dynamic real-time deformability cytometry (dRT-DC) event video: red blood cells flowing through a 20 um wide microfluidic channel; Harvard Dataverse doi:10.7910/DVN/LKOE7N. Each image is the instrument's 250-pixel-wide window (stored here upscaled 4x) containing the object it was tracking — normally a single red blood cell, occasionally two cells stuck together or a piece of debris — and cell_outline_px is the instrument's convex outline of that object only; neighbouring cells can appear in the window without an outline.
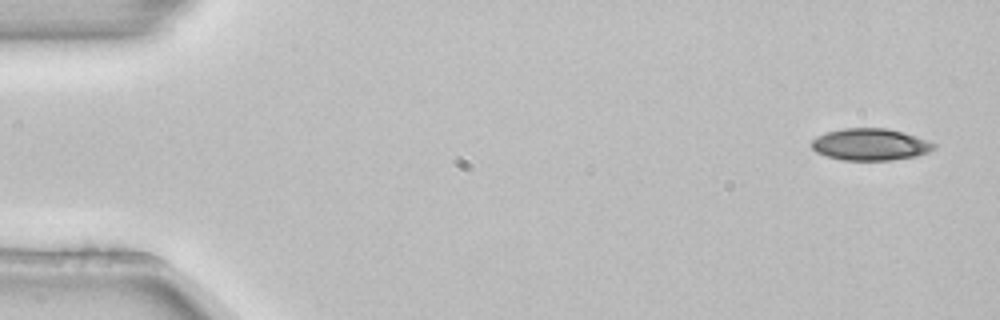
{"species": "common noctule bat (a hibernating species)", "species_latin": "Nyctalus noctula", "temperature_condition": "room temperature", "stored_images_in_passage": 4, "camera_frame_rate_fps": 3000, "um_per_image_px": 0.085, "animal": {"sex": "female", "body_mass_g": 22.7, "forearm_length_mm": 54.2}, "frame": {"image": 1, "passage_image": 1, "time_ms": 0.0, "image_size_px": [1000, 320], "cell_outline_px": [[936, 148], [928, 152], [916, 156], [892, 160], [840, 160], [824, 156], [816, 152], [812, 148], [812, 140], [816, 136], [824, 132], [844, 128], [888, 128], [904, 132], [916, 136], [936, 144]], "centroid_in_image_um": [73.95, 12.28], "position_along_channel_um": 11.1, "area_um2": 22.95}}
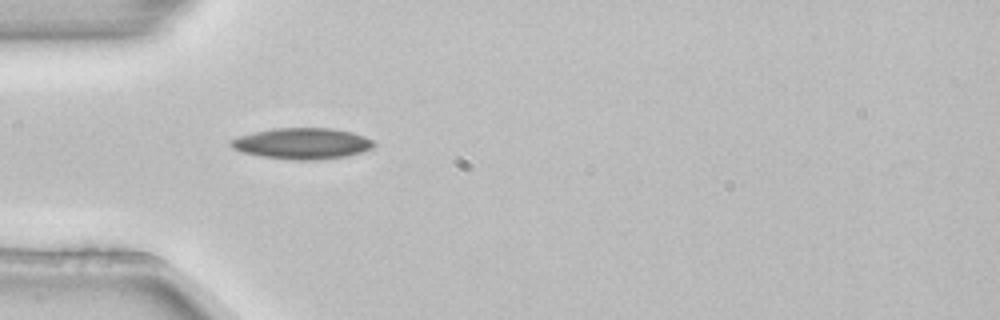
{"frame": {"image": 2, "passage_image": 4, "time_ms": 1.0, "image_size_px": [1000, 320], "cell_outline_px": [[376, 144], [372, 148], [348, 156], [316, 160], [292, 160], [260, 156], [240, 152], [232, 148], [228, 144], [228, 140], [252, 132], [272, 128], [332, 128], [352, 132], [364, 136], [372, 140]], "centroid_in_image_um": [25.64, 12.2], "position_along_channel_um": 59.4, "area_um2": 26.18}}